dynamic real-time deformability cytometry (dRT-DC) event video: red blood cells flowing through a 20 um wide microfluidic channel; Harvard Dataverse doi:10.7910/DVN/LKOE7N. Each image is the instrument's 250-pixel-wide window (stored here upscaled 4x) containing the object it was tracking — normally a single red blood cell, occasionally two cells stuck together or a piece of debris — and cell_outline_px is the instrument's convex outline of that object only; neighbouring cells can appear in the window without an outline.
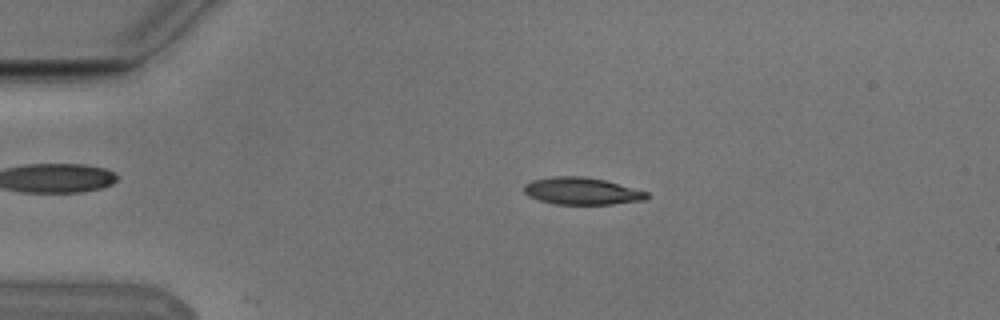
{"species": "Egyptian fruit bat (a non-hibernating species)", "species_latin": "Rousettus aegyptiacus", "temperature_condition": "cold", "stored_images_in_passage": 53, "camera_frame_rate_fps": 3000, "um_per_image_px": 0.085, "animal": {"sex": "male"}, "frame": {"image": 1, "passage_image": 11, "time_ms": 3.333, "image_size_px": [1000, 320], "cell_outline_px": [[648, 196], [644, 200], [612, 204], [556, 204], [540, 200], [528, 196], [524, 192], [524, 184], [532, 180], [552, 176], [584, 176], [604, 180], [648, 192]], "centroid_in_image_um": [49.42, 16.23], "position_along_channel_um": 35.6, "area_um2": 19.31}}
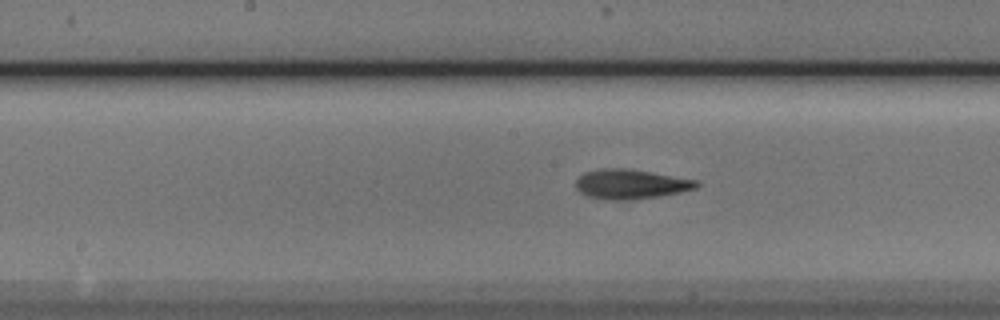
{"frame": {"image": 2, "passage_image": 27, "time_ms": 8.667, "image_size_px": [1000, 320], "cell_outline_px": [[700, 184], [696, 188], [680, 192], [656, 196], [616, 200], [604, 200], [588, 196], [580, 192], [576, 188], [576, 180], [584, 172], [600, 168], [628, 168], [700, 180]], "centroid_in_image_um": [53.61, 15.63], "position_along_channel_um": 194.6, "area_um2": 20.81}}
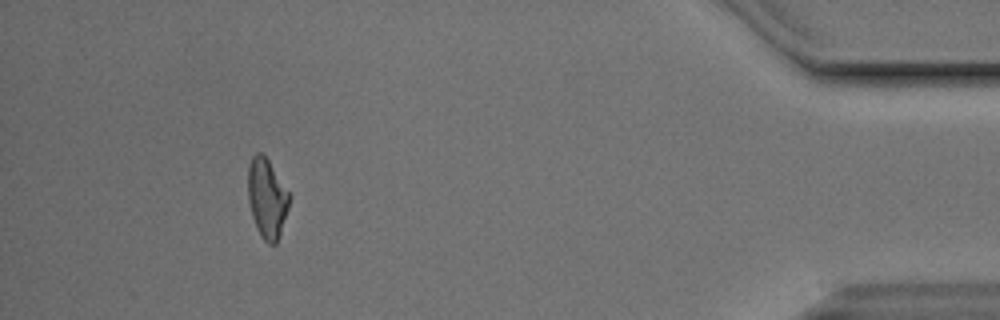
{"frame": {"image": 3, "passage_image": 49, "time_ms": 16.0, "image_size_px": [1000, 320], "cell_outline_px": [[292, 196], [280, 236], [276, 244], [268, 244], [260, 236], [256, 228], [252, 216], [248, 200], [248, 164], [252, 156], [256, 152], [260, 152], [268, 160]], "centroid_in_image_um": [22.7, 16.87], "position_along_channel_um": 412.5, "area_um2": 19.42}, "authors_computed_cell_mechanics": {"area_um2": 19.8832, "velocity_mm_per_s": 3.798, "shape_relaxation_time_tau1_ms": 4.8104, "shape_relaxation_time_tau2_ms": 2.7475, "deformation_change_tau1": 0.1606, "deformation_change_tau2": 0.1098}}